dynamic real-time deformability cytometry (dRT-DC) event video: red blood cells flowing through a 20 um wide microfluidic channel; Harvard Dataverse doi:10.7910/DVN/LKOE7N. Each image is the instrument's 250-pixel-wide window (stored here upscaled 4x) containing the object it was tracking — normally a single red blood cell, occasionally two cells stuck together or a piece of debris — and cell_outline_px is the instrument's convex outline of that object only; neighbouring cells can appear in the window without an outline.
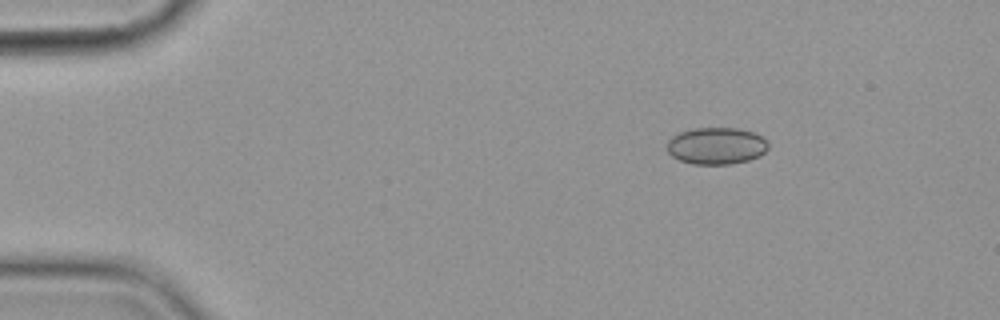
{"species": "common noctule bat (a hibernating species)", "species_latin": "Nyctalus noctula", "temperature_condition": "cold", "stored_images_in_passage": 5, "camera_frame_rate_fps": 3000, "um_per_image_px": 0.085, "animal": {"sex": "female", "body_mass_g": 19.9}, "frame": {"image": 1, "passage_image": 1, "time_ms": 0.0, "image_size_px": [1000, 320], "cell_outline_px": [[768, 148], [760, 156], [748, 160], [732, 164], [692, 164], [680, 160], [672, 156], [668, 152], [668, 140], [672, 136], [680, 132], [692, 128], [736, 128], [756, 132], [768, 140]], "centroid_in_image_um": [60.92, 12.39], "position_along_channel_um": 24.1, "area_um2": 21.96}}
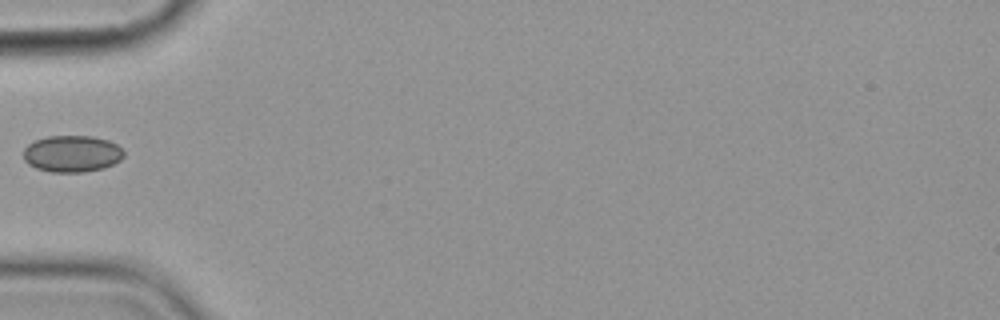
{"frame": {"image": 2, "passage_image": 4, "time_ms": 3.667, "image_size_px": [1000, 320], "cell_outline_px": [[124, 156], [120, 160], [104, 168], [84, 172], [52, 172], [36, 168], [28, 164], [24, 160], [24, 148], [28, 144], [36, 140], [48, 136], [92, 136], [108, 140], [116, 144], [124, 152]], "centroid_in_image_um": [6.12, 13.07], "position_along_channel_um": 78.9, "area_um2": 21.44}}
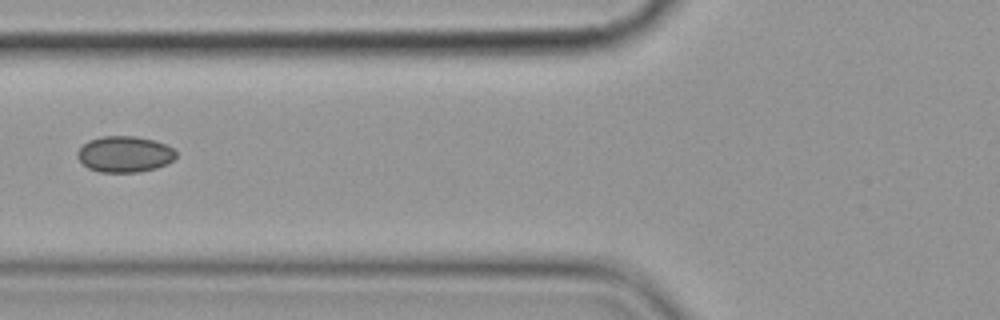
{"frame": {"image": 3, "passage_image": 5, "time_ms": 4.667, "image_size_px": [1000, 320], "cell_outline_px": [[176, 156], [172, 160], [156, 168], [140, 172], [100, 172], [88, 168], [76, 156], [76, 152], [88, 140], [104, 136], [136, 136], [152, 140], [164, 144], [172, 148], [176, 152]], "centroid_in_image_um": [10.56, 13.1], "position_along_channel_um": 115.2, "area_um2": 20.58}}